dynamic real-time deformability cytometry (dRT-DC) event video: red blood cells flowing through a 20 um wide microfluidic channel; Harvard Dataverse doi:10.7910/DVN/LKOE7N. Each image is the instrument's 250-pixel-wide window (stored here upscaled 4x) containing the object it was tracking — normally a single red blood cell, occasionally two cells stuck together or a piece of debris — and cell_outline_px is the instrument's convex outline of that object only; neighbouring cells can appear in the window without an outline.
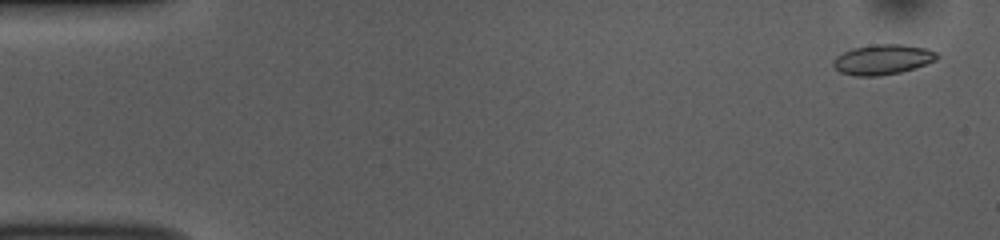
{"species": "common noctule bat (a hibernating species)", "species_latin": "Nyctalus noctula", "temperature_condition": "room temperature", "stored_images_in_passage": 53, "camera_frame_rate_fps": 3000, "um_per_image_px": 0.085, "animal": {"sex": "female", "body_mass_g": 10.0, "forearm_length_mm": 53.1}, "frame": {"image": 1, "passage_image": 2, "time_ms": 0.333, "image_size_px": [1000, 240], "cell_outline_px": [[940, 56], [936, 60], [900, 72], [880, 76], [856, 76], [840, 72], [832, 64], [832, 60], [836, 56], [852, 48], [872, 44], [900, 44], [924, 48], [936, 52]], "centroid_in_image_um": [74.99, 5.05], "position_along_channel_um": 10.0, "area_um2": 18.09}}
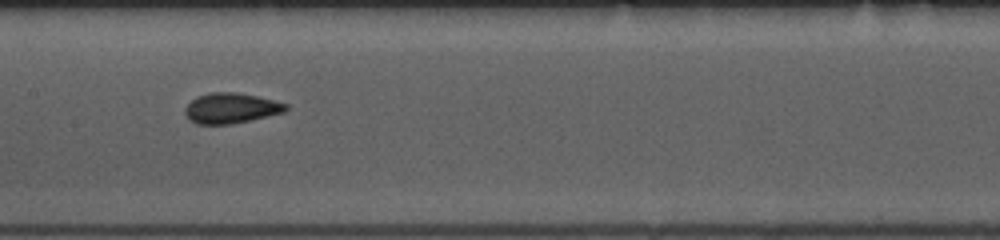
{"frame": {"image": 2, "passage_image": 26, "time_ms": 8.333, "image_size_px": [1000, 240], "cell_outline_px": [[288, 108], [284, 112], [248, 120], [228, 124], [196, 124], [188, 120], [184, 112], [184, 108], [196, 96], [208, 92], [236, 92], [256, 96], [288, 104]], "centroid_in_image_um": [19.57, 9.18], "position_along_channel_um": 187.8, "area_um2": 17.74}}
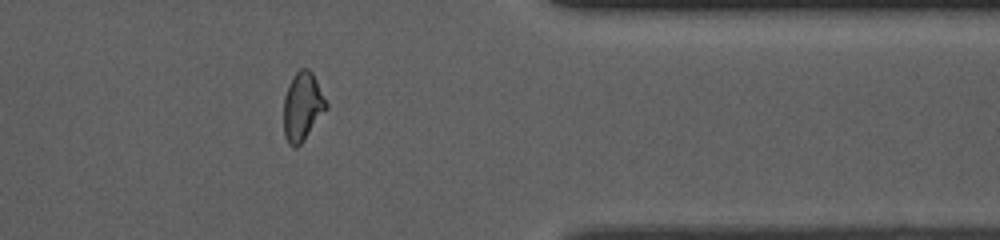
{"frame": {"image": 3, "passage_image": 43, "time_ms": 14.0, "image_size_px": [1000, 240], "cell_outline_px": [[328, 108], [304, 140], [296, 148], [292, 148], [288, 144], [284, 136], [284, 96], [288, 84], [292, 76], [300, 68], [308, 68], [312, 72], [328, 104]], "centroid_in_image_um": [25.7, 9.07], "position_along_channel_um": 385.7, "area_um2": 17.17}, "authors_computed_cell_mechanics": {"area_um2": 17.5712, "velocity_mm_per_s": 3.762, "shape_relaxation_time_tau1_ms": 5.5791, "shape_relaxation_time_tau2_ms": 1.2553, "deformation_change_tau1": 0.121, "deformation_change_tau2": 0.0698}}